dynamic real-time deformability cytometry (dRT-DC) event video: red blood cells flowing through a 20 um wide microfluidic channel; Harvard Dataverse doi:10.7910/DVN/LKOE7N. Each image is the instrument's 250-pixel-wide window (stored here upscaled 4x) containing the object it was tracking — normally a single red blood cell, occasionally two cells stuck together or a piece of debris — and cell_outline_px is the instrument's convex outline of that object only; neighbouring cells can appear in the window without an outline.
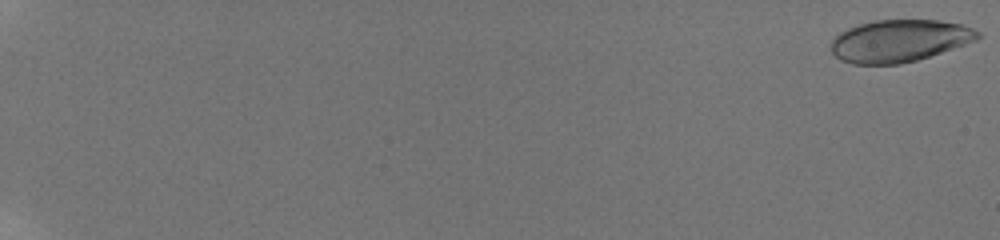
{"species": "human", "species_latin": "Homo sapiens", "temperature_condition": "room temperature", "stored_images_in_passage": 59, "camera_frame_rate_fps": 3000, "um_per_image_px": 0.085, "donor": {"sex": "male"}, "frame": {"image": 1, "passage_image": 1, "time_ms": 0.0, "image_size_px": [1000, 240], "cell_outline_px": [[980, 36], [976, 40], [916, 60], [900, 64], [852, 64], [840, 60], [832, 52], [832, 40], [840, 32], [848, 28], [872, 20], [936, 20], [960, 24], [972, 28], [980, 32]], "centroid_in_image_um": [76.41, 3.46], "position_along_channel_um": 8.6, "area_um2": 35.72}}
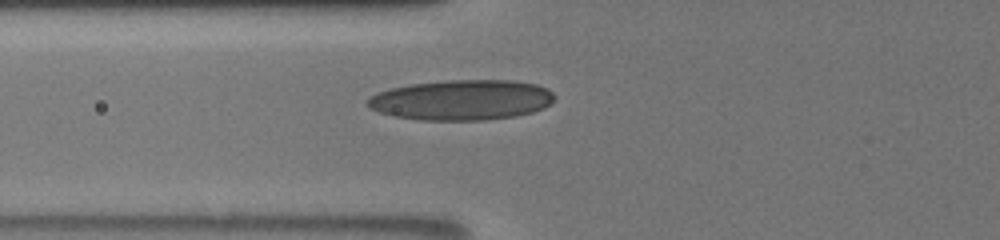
{"frame": {"image": 2, "passage_image": 30, "time_ms": 8.667, "image_size_px": [1000, 240], "cell_outline_px": [[556, 96], [544, 108], [532, 112], [516, 116], [484, 120], [420, 120], [392, 116], [380, 112], [372, 108], [368, 104], [368, 100], [376, 92], [408, 84], [448, 80], [512, 80], [536, 84], [548, 88]], "centroid_in_image_um": [39.26, 8.49], "position_along_channel_um": 86.5, "area_um2": 43.93}}
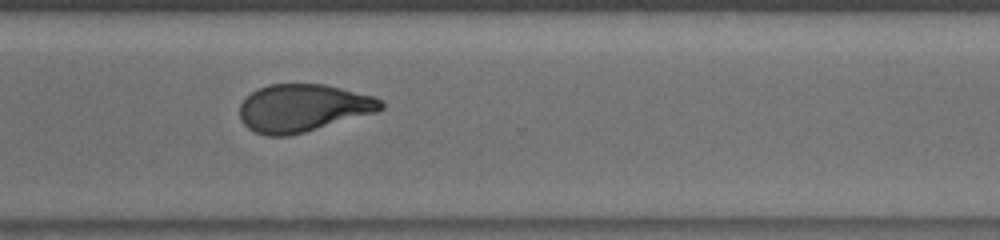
{"frame": {"image": 3, "passage_image": 49, "time_ms": 15.333, "image_size_px": [1000, 240], "cell_outline_px": [[384, 108], [376, 112], [304, 132], [288, 136], [268, 136], [256, 132], [248, 128], [240, 120], [240, 104], [256, 88], [268, 84], [324, 84], [372, 96], [380, 100], [384, 104]], "centroid_in_image_um": [25.72, 9.17], "position_along_channel_um": 344.9, "area_um2": 38.9}, "authors_computed_cell_mechanics": {"area_um2": 38.7838, "velocity_mm_per_s": 3.8905, "shape_relaxation_time_tau1_ms": 5.8576, "shape_relaxation_time_tau2_ms": 1.3588, "deformation_change_tau1": 0.1934, "deformation_change_tau2": 0.0824}}